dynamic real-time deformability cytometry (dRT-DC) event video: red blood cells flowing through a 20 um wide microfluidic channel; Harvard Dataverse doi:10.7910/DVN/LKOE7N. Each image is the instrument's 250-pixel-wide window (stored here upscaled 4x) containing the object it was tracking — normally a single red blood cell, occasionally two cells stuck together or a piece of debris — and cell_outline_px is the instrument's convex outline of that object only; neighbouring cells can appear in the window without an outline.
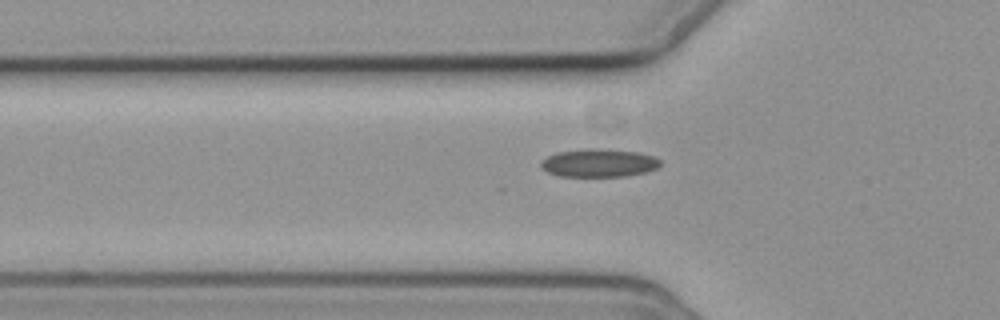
{"species": "common noctule bat (a hibernating species)", "species_latin": "Nyctalus noctula", "temperature_condition": "cold", "stored_images_in_passage": 6, "segment_of_instrument_passage": [2, 2], "camera_frame_rate_fps": 3000, "um_per_image_px": 0.085, "animal": {"sex": "female", "body_mass_g": 19.3, "forearm_length_mm": 54.1}, "frame": {"image": 1, "passage_image": 6, "time_ms": 5.667, "image_size_px": [1000, 320], "cell_outline_px": [[660, 164], [656, 168], [644, 172], [628, 176], [560, 176], [548, 172], [540, 168], [540, 160], [556, 152], [588, 148], [600, 148], [636, 152], [652, 156], [660, 160]], "centroid_in_image_um": [50.85, 13.84], "position_along_channel_um": 75.0, "area_um2": 19.54}}